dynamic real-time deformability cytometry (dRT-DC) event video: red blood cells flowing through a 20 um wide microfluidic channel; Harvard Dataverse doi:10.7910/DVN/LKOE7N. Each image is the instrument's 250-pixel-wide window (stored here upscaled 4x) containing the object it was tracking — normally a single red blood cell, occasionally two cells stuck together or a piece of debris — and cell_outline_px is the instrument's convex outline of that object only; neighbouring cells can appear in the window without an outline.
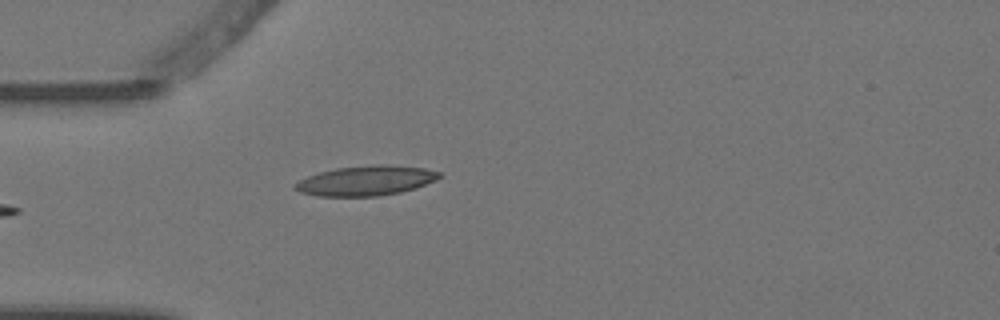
{"species": "Egyptian fruit bat (a non-hibernating species)", "species_latin": "Rousettus aegyptiacus", "temperature_condition": "warm", "stored_images_in_passage": 5, "camera_frame_rate_fps": 3000, "um_per_image_px": 0.085, "animal": {"sex": "female"}, "frame": {"image": 1, "passage_image": 5, "time_ms": 1.333, "image_size_px": [1000, 320], "cell_outline_px": [[440, 176], [436, 180], [416, 188], [400, 192], [376, 196], [320, 196], [300, 192], [292, 188], [292, 184], [308, 176], [320, 172], [336, 168], [372, 164], [388, 164], [424, 168], [440, 172]], "centroid_in_image_um": [31.09, 15.35], "position_along_channel_um": 53.9, "area_um2": 25.14}}